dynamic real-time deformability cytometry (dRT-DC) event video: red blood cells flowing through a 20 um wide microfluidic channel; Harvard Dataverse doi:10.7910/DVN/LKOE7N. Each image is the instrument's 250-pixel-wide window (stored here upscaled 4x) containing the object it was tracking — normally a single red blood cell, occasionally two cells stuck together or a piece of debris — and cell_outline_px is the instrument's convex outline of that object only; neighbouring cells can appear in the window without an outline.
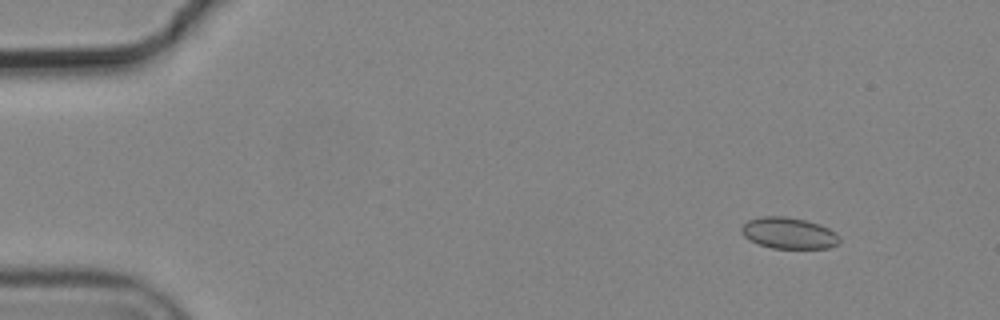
{"species": "common noctule bat (a hibernating species)", "species_latin": "Nyctalus noctula", "temperature_condition": "cold", "stored_images_in_passage": 4, "camera_frame_rate_fps": 3000, "um_per_image_px": 0.085, "animal": {"sex": "male", "body_mass_g": 19.2, "forearm_length_mm": 51.8}, "frame": {"image": 1, "passage_image": 2, "time_ms": 0.333, "image_size_px": [1000, 320], "cell_outline_px": [[840, 240], [836, 244], [828, 248], [772, 248], [748, 240], [740, 232], [740, 228], [748, 220], [764, 216], [784, 216], [804, 220], [820, 224], [836, 232]], "centroid_in_image_um": [67.02, 19.81], "position_along_channel_um": 18.0, "area_um2": 17.8}}
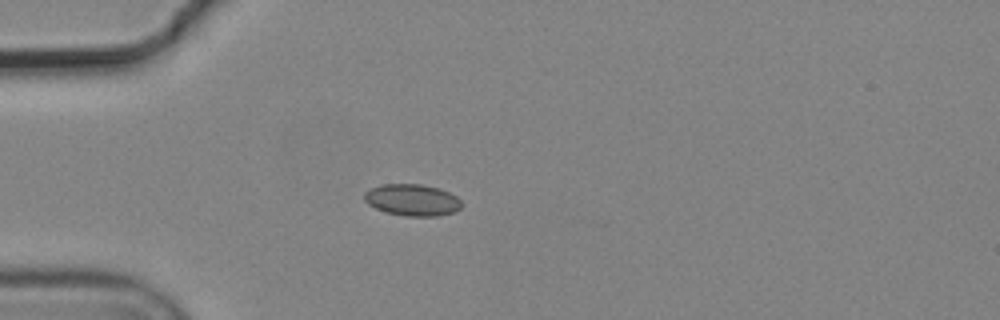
{"frame": {"image": 2, "passage_image": 4, "time_ms": 1.0, "image_size_px": [1000, 320], "cell_outline_px": [[464, 204], [456, 212], [436, 216], [404, 216], [388, 212], [376, 208], [368, 204], [364, 200], [364, 192], [380, 184], [420, 184], [440, 188], [456, 196]], "centroid_in_image_um": [35.06, 16.99], "position_along_channel_um": 49.9, "area_um2": 18.03}}